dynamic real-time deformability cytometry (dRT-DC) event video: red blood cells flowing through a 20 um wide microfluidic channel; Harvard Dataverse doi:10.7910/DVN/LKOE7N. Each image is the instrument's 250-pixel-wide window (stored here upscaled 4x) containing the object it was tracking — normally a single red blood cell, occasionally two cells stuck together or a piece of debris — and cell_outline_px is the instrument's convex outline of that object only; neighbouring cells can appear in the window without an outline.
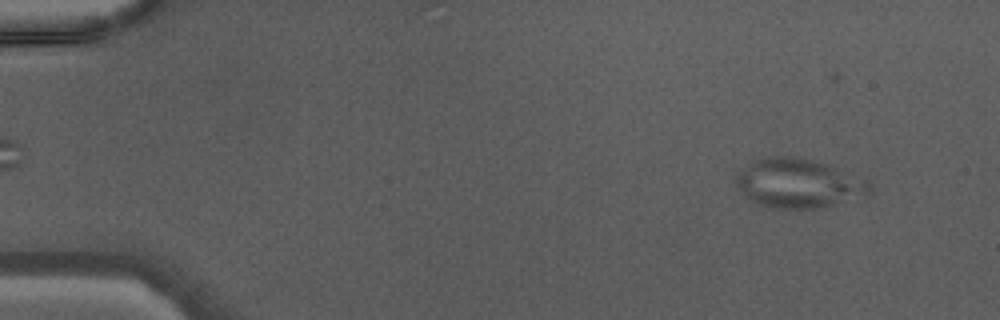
{"species": "Egyptian fruit bat (a non-hibernating species)", "species_latin": "Rousettus aegyptiacus", "temperature_condition": "warm", "stored_images_in_passage": 7, "camera_frame_rate_fps": 3000, "um_per_image_px": 0.085, "animal": {"sex": "male"}, "frame": {"image": 1, "passage_image": 5, "time_ms": 1.333, "image_size_px": [1000, 320], "cell_outline_px": [[868, 196], [816, 208], [772, 208], [756, 204], [744, 192], [736, 180], [736, 176], [740, 172], [756, 160], [764, 156], [788, 156], [828, 164], [868, 180]], "centroid_in_image_um": [67.91, 15.59], "position_along_channel_um": 17.1, "area_um2": 37.4}}